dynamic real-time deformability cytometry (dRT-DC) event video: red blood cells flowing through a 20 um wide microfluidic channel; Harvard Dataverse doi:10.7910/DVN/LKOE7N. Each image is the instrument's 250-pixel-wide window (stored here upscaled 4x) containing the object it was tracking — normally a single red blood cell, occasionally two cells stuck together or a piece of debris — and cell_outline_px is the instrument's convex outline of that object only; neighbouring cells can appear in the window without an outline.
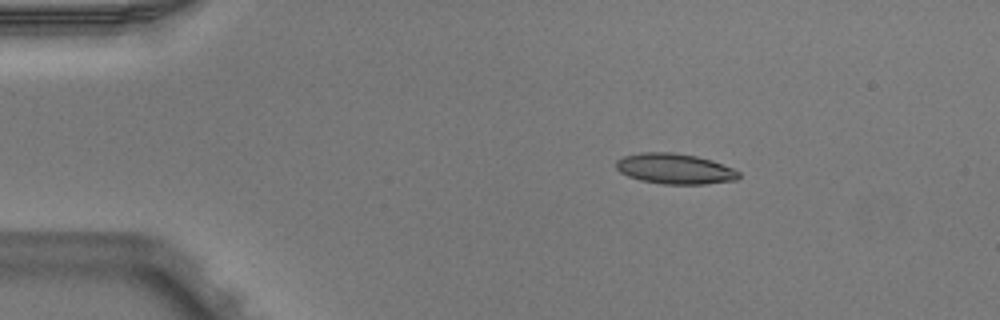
{"species": "Egyptian fruit bat (a non-hibernating species)", "species_latin": "Rousettus aegyptiacus", "temperature_condition": "warm", "stored_images_in_passage": 5, "camera_frame_rate_fps": 3000, "um_per_image_px": 0.085, "animal": {"sex": "male"}, "frame": {"image": 1, "passage_image": 2, "time_ms": 0.333, "image_size_px": [1000, 320], "cell_outline_px": [[740, 176], [736, 180], [708, 184], [664, 184], [640, 180], [628, 176], [620, 172], [616, 168], [616, 160], [624, 156], [640, 152], [672, 152], [696, 156], [712, 160], [732, 168], [740, 172]], "centroid_in_image_um": [57.36, 14.34], "position_along_channel_um": 27.6, "area_um2": 21.85}}
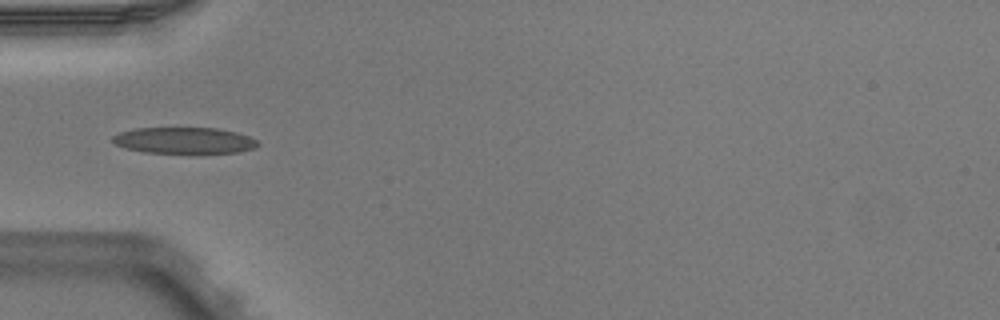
{"frame": {"image": 2, "passage_image": 4, "time_ms": 1.0, "image_size_px": [1000, 320], "cell_outline_px": [[260, 144], [256, 148], [240, 152], [196, 156], [144, 152], [124, 148], [116, 144], [112, 140], [112, 136], [120, 132], [136, 128], [216, 128], [236, 132], [248, 136], [256, 140]], "centroid_in_image_um": [15.71, 11.99], "position_along_channel_um": 69.3, "area_um2": 23.35}}
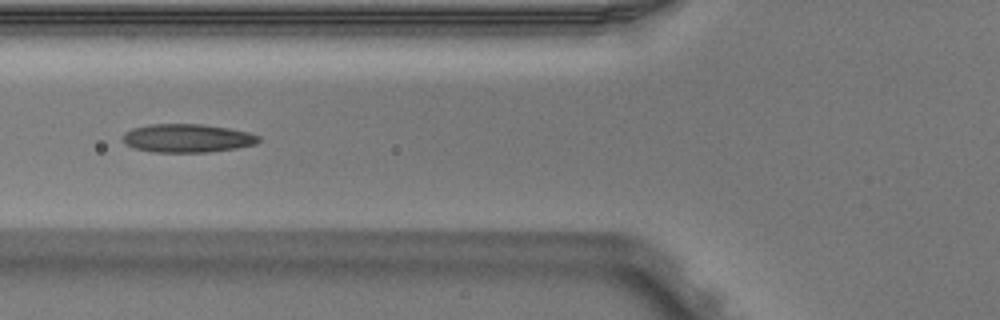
{"frame": {"image": 3, "passage_image": 5, "time_ms": 1.333, "image_size_px": [1000, 320], "cell_outline_px": [[260, 140], [256, 144], [236, 148], [208, 152], [152, 152], [132, 148], [124, 144], [124, 132], [132, 128], [148, 124], [204, 124], [228, 128], [248, 132], [260, 136]], "centroid_in_image_um": [15.9, 11.74], "position_along_channel_um": 109.9, "area_um2": 22.66}}